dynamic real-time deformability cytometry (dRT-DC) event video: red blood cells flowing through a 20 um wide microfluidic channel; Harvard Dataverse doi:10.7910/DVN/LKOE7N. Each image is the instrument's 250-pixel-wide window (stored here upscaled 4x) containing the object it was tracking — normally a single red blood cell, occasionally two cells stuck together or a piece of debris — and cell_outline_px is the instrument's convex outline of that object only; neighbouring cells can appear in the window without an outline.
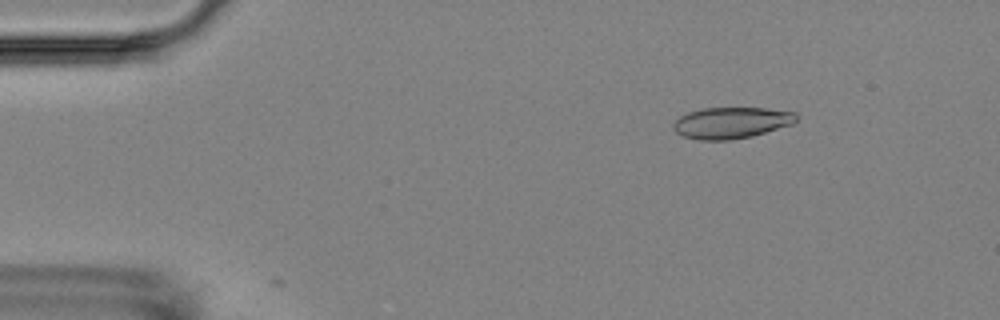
{"species": "Egyptian fruit bat (a non-hibernating species)", "species_latin": "Rousettus aegyptiacus", "temperature_condition": "room temperature", "stored_images_in_passage": 7, "camera_frame_rate_fps": 3000, "um_per_image_px": 0.085, "animal": {"sex": "female"}, "frame": {"image": 1, "passage_image": 3, "time_ms": 2.333, "image_size_px": [1000, 320], "cell_outline_px": [[796, 120], [792, 124], [752, 136], [732, 140], [700, 140], [684, 136], [676, 132], [672, 128], [672, 124], [680, 116], [688, 112], [700, 108], [764, 108], [796, 112]], "centroid_in_image_um": [62.13, 10.43], "position_along_channel_um": 22.9, "area_um2": 22.43}}